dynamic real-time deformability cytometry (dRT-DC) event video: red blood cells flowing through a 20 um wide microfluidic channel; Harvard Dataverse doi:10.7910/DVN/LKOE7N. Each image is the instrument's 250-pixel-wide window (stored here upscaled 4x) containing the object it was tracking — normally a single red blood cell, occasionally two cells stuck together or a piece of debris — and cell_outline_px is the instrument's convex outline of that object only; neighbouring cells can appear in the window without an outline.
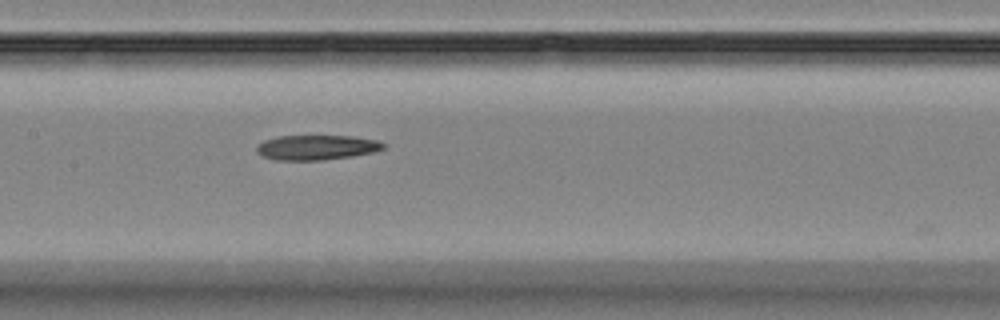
{"species": "Egyptian fruit bat (a non-hibernating species)", "species_latin": "Rousettus aegyptiacus", "temperature_condition": "room temperature", "stored_images_in_passage": 4, "camera_frame_rate_fps": 3000, "um_per_image_px": 0.085, "animal": {"sex": "female"}, "frame": {"image": 1, "passage_image": 4, "time_ms": 3.333, "image_size_px": [1000, 320], "cell_outline_px": [[388, 144], [384, 148], [372, 152], [352, 156], [320, 160], [276, 160], [264, 156], [256, 152], [256, 144], [264, 140], [276, 136], [352, 136], [376, 140]], "centroid_in_image_um": [26.88, 12.52], "position_along_channel_um": 180.5, "area_um2": 18.38}}